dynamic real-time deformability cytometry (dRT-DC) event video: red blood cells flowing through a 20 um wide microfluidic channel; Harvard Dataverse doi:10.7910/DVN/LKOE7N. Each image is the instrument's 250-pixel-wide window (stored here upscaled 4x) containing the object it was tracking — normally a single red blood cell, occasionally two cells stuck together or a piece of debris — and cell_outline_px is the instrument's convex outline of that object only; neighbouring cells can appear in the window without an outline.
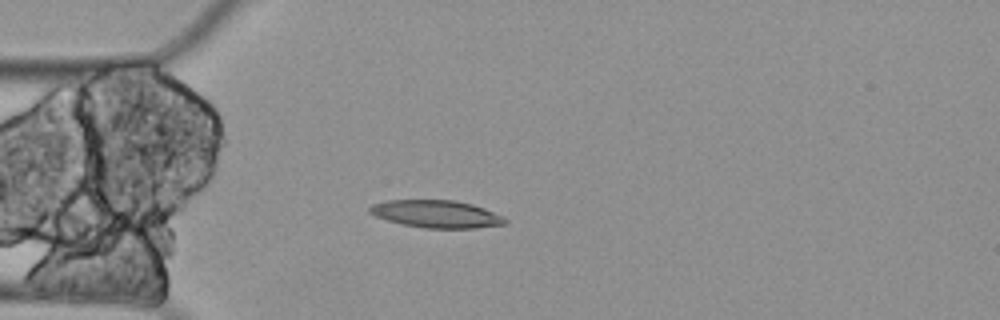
{"species": "Egyptian fruit bat (a non-hibernating species)", "species_latin": "Rousettus aegyptiacus", "temperature_condition": "cold", "stored_images_in_passage": 3, "camera_frame_rate_fps": 3000, "um_per_image_px": 0.085, "animal": {"sex": "female"}, "frame": {"image": 1, "passage_image": 2, "time_ms": 0.333, "image_size_px": [1000, 320], "cell_outline_px": [[508, 220], [504, 224], [476, 228], [424, 228], [400, 224], [376, 216], [368, 212], [368, 208], [372, 204], [388, 200], [452, 200], [472, 204], [484, 208], [504, 216]], "centroid_in_image_um": [37.09, 18.19], "position_along_channel_um": 47.9, "area_um2": 21.73}}